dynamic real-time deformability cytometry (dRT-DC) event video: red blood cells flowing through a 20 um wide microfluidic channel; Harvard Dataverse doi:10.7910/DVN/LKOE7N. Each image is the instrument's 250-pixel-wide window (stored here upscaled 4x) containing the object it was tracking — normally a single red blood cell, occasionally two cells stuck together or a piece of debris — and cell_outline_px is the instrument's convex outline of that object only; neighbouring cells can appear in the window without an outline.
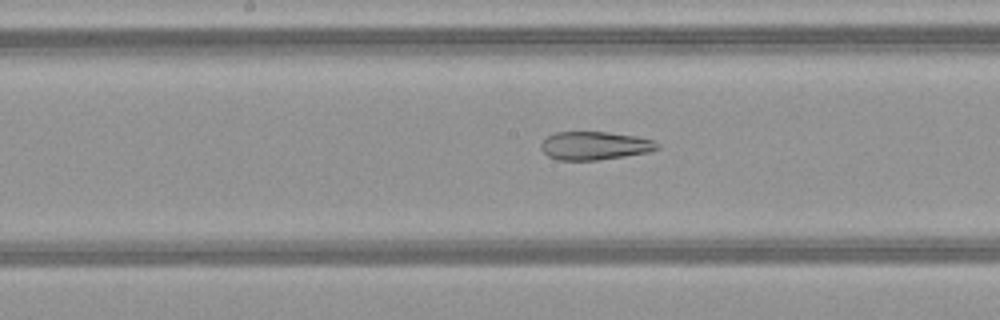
{"species": "common noctule bat (a hibernating species)", "species_latin": "Nyctalus noctula", "temperature_condition": "warm", "stored_images_in_passage": 51, "camera_frame_rate_fps": 3000, "um_per_image_px": 0.085, "animal": {"sex": "female", "body_mass_g": 21.9}, "frame": {"image": 1, "passage_image": 27, "time_ms": 8.667, "image_size_px": [1000, 320], "cell_outline_px": [[660, 148], [652, 152], [596, 160], [556, 160], [548, 156], [540, 148], [540, 144], [548, 136], [556, 132], [608, 132], [636, 136], [652, 140], [660, 144]], "centroid_in_image_um": [50.57, 12.38], "position_along_channel_um": 197.6, "area_um2": 19.25}}
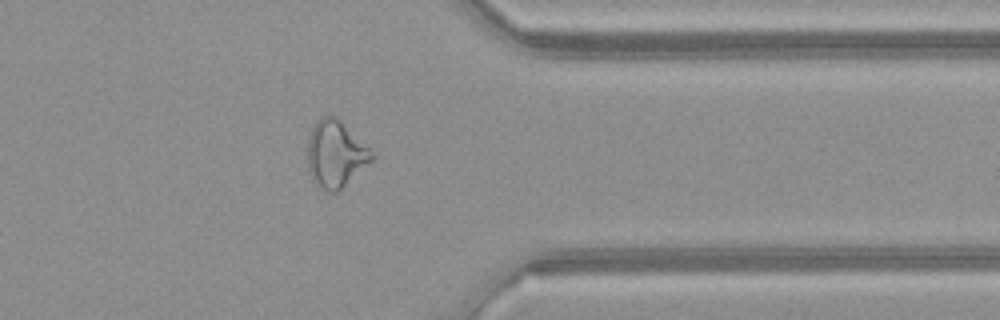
{"frame": {"image": 2, "passage_image": 41, "time_ms": 13.333, "image_size_px": [1000, 320], "cell_outline_px": [[376, 156], [372, 160], [336, 192], [328, 192], [316, 184], [308, 172], [308, 136], [312, 128], [324, 116], [336, 116]], "centroid_in_image_um": [28.49, 13.1], "position_along_channel_um": 382.9, "area_um2": 24.28}}
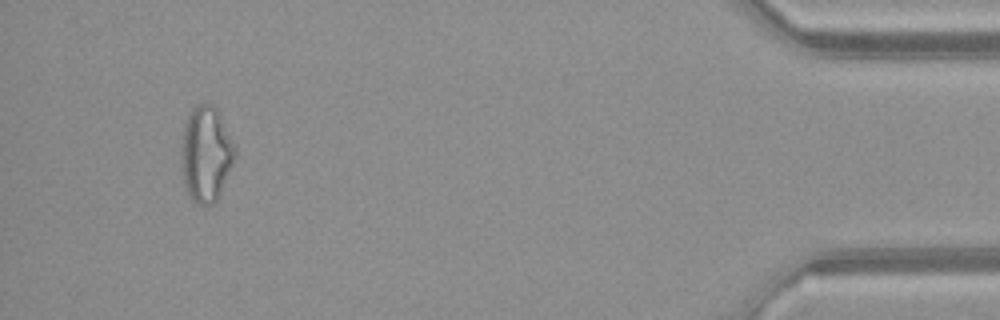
{"frame": {"image": 3, "passage_image": 48, "time_ms": 15.667, "image_size_px": [1000, 320], "cell_outline_px": [[236, 156], [216, 204], [204, 208], [196, 204], [192, 200], [184, 184], [180, 156], [180, 144], [184, 124], [188, 116], [196, 104], [204, 100], [208, 100], [220, 112], [236, 148]], "centroid_in_image_um": [17.51, 13.09], "position_along_channel_um": 417.7, "area_um2": 30.92}, "authors_computed_cell_mechanics": {"area_um2": 27.0504, "velocity_mm_per_s": 4.1492, "shape_relaxation_time_tau1_ms": null, "shape_relaxation_time_tau2_ms": 2.6826, "deformation_change_tau1": null, "deformation_change_tau2": 0.1184}}